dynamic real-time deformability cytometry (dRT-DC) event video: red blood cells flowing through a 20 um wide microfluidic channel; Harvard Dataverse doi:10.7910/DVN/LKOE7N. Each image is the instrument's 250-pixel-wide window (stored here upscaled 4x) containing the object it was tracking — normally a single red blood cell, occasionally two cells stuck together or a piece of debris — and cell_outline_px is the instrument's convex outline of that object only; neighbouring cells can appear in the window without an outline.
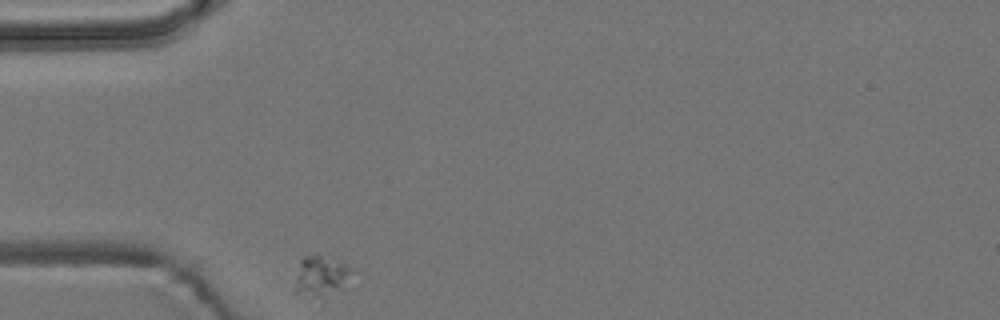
{"species": "common noctule bat (a hibernating species)", "species_latin": "Nyctalus noctula", "temperature_condition": "room temperature", "stored_images_in_passage": 2, "camera_frame_rate_fps": 3000, "um_per_image_px": 0.085, "animal": {"sex": "male", "body_mass_g": 19.2, "forearm_length_mm": 51.8}, "frame": {"image": 1, "passage_image": 1, "time_ms": 0.0, "image_size_px": [1000, 320], "cell_outline_px": [[348, 272], [344, 288], [324, 300], [296, 292], [296, 276], [300, 260], [304, 256], [316, 252], [340, 260], [348, 268]], "centroid_in_image_um": [27.25, 23.46], "position_along_channel_um": 57.7, "area_um2": 13.58}}